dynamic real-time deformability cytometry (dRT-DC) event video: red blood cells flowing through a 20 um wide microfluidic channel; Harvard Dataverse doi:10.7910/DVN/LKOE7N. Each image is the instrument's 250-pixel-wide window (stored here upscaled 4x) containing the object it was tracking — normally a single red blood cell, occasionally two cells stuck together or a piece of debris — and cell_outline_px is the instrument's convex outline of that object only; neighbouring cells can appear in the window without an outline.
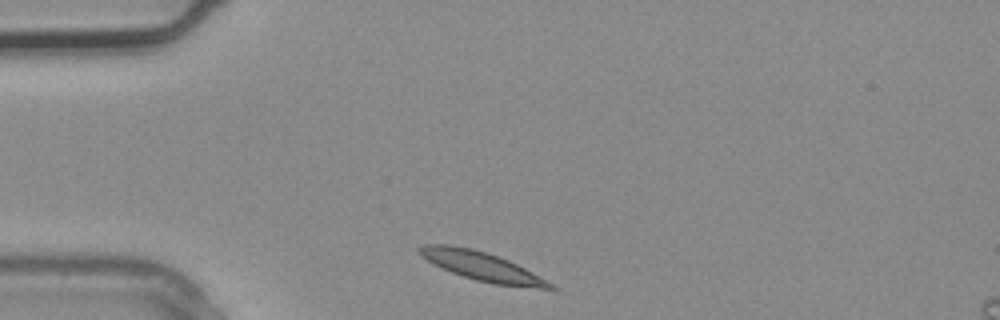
{"species": "common noctule bat (a hibernating species)", "species_latin": "Nyctalus noctula", "temperature_condition": "warm", "stored_images_in_passage": 1, "camera_frame_rate_fps": 3000, "um_per_image_px": 0.085, "animal": {"sex": "male", "body_mass_g": 20.4}, "frame": {"image": 1, "passage_image": 1, "time_ms": 0.0, "image_size_px": [1000, 320], "cell_outline_px": [[556, 288], [536, 288], [492, 284], [476, 280], [452, 272], [420, 256], [416, 252], [416, 248], [424, 244], [448, 244], [472, 248], [508, 260], [548, 280]], "centroid_in_image_um": [40.92, 22.62], "position_along_channel_um": 44.1, "area_um2": 21.68}}